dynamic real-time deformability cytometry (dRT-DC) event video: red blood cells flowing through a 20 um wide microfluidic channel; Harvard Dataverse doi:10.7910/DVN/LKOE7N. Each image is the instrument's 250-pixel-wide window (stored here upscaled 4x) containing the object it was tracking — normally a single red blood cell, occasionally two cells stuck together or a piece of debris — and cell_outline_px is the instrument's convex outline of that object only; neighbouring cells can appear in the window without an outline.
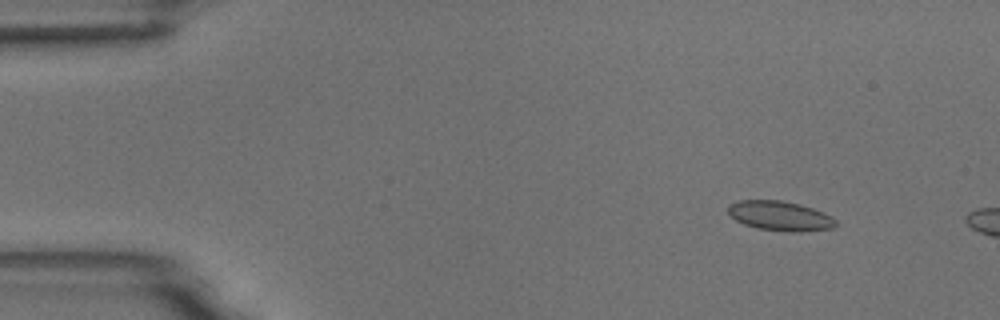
{"species": "common noctule bat (a hibernating species)", "species_latin": "Nyctalus noctula", "temperature_condition": "room temperature", "stored_images_in_passage": 4, "camera_frame_rate_fps": 3000, "um_per_image_px": 0.085, "animal": {"sex": "male", "body_mass_g": 18.8}, "frame": {"image": 1, "passage_image": 2, "time_ms": 1.333, "image_size_px": [1000, 320], "cell_outline_px": [[836, 224], [832, 228], [800, 232], [792, 232], [756, 228], [744, 224], [736, 220], [728, 212], [728, 204], [740, 200], [780, 200], [800, 204], [824, 212], [832, 216], [836, 220]], "centroid_in_image_um": [66.31, 18.35], "position_along_channel_um": 18.7, "area_um2": 18.61}}